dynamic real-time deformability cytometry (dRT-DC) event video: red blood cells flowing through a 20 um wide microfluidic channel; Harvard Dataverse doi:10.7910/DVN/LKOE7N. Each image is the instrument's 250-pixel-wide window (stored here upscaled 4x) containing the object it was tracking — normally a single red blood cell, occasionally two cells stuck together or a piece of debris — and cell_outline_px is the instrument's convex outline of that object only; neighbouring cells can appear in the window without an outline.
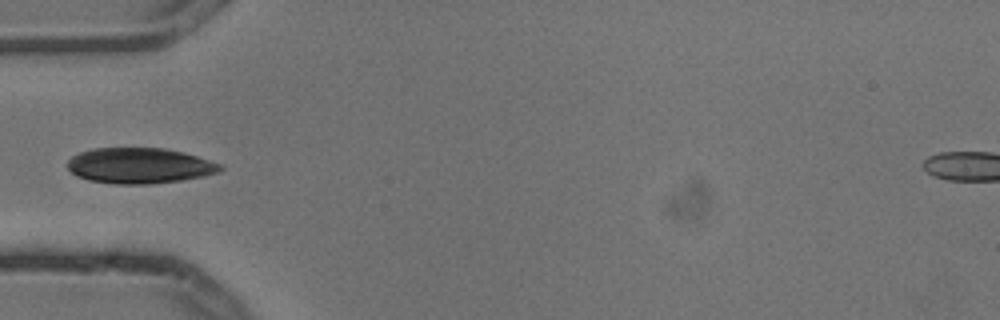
{"species": "common noctule bat (a hibernating species)", "species_latin": "Nyctalus noctula", "temperature_condition": "cold", "stored_images_in_passage": 5, "camera_frame_rate_fps": 3000, "um_per_image_px": 0.085, "animal": {"sex": "male", "body_mass_g": 13.3}, "frame": {"image": 1, "passage_image": 5, "time_ms": 1.333, "image_size_px": [1000, 320], "cell_outline_px": [[224, 168], [216, 172], [204, 176], [180, 180], [148, 184], [116, 184], [88, 180], [76, 176], [68, 168], [68, 160], [72, 156], [80, 152], [92, 148], [164, 148], [184, 152], [220, 164]], "centroid_in_image_um": [11.82, 14.08], "position_along_channel_um": 73.2, "area_um2": 31.56}}